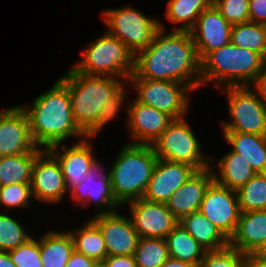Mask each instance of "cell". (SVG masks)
<instances>
[{"label": "cell", "mask_w": 266, "mask_h": 267, "mask_svg": "<svg viewBox=\"0 0 266 267\" xmlns=\"http://www.w3.org/2000/svg\"><path fill=\"white\" fill-rule=\"evenodd\" d=\"M146 49L135 54L134 71L129 79L181 82L194 92L201 86V60L190 32L163 33L164 25Z\"/></svg>", "instance_id": "6da1fadb"}, {"label": "cell", "mask_w": 266, "mask_h": 267, "mask_svg": "<svg viewBox=\"0 0 266 267\" xmlns=\"http://www.w3.org/2000/svg\"><path fill=\"white\" fill-rule=\"evenodd\" d=\"M21 108L28 117L31 137L39 148L62 144L70 136L86 138L75 123L68 89L59 78L51 89L35 98L31 107Z\"/></svg>", "instance_id": "7a4b0ae2"}, {"label": "cell", "mask_w": 266, "mask_h": 267, "mask_svg": "<svg viewBox=\"0 0 266 267\" xmlns=\"http://www.w3.org/2000/svg\"><path fill=\"white\" fill-rule=\"evenodd\" d=\"M59 79L68 89L73 118L84 133L97 122L105 102L126 84L117 77L81 74L73 68Z\"/></svg>", "instance_id": "3957f363"}, {"label": "cell", "mask_w": 266, "mask_h": 267, "mask_svg": "<svg viewBox=\"0 0 266 267\" xmlns=\"http://www.w3.org/2000/svg\"><path fill=\"white\" fill-rule=\"evenodd\" d=\"M265 66L266 60L259 53L230 42L201 61V85L215 81L221 88L251 86Z\"/></svg>", "instance_id": "277c9868"}, {"label": "cell", "mask_w": 266, "mask_h": 267, "mask_svg": "<svg viewBox=\"0 0 266 267\" xmlns=\"http://www.w3.org/2000/svg\"><path fill=\"white\" fill-rule=\"evenodd\" d=\"M109 171L112 194L119 205L143 198L158 160L151 145L126 144Z\"/></svg>", "instance_id": "5b68a950"}, {"label": "cell", "mask_w": 266, "mask_h": 267, "mask_svg": "<svg viewBox=\"0 0 266 267\" xmlns=\"http://www.w3.org/2000/svg\"><path fill=\"white\" fill-rule=\"evenodd\" d=\"M73 69L81 74L125 78L126 83L134 71L133 52L108 32L90 42Z\"/></svg>", "instance_id": "8992f818"}, {"label": "cell", "mask_w": 266, "mask_h": 267, "mask_svg": "<svg viewBox=\"0 0 266 267\" xmlns=\"http://www.w3.org/2000/svg\"><path fill=\"white\" fill-rule=\"evenodd\" d=\"M151 146L158 159L186 163L196 170L214 166L210 165L211 159L203 155L185 117L174 119Z\"/></svg>", "instance_id": "52a82bcc"}, {"label": "cell", "mask_w": 266, "mask_h": 267, "mask_svg": "<svg viewBox=\"0 0 266 267\" xmlns=\"http://www.w3.org/2000/svg\"><path fill=\"white\" fill-rule=\"evenodd\" d=\"M103 19L108 25L107 32L118 38L135 55L146 49L160 29V21L147 17L130 6L105 10Z\"/></svg>", "instance_id": "ba28073f"}, {"label": "cell", "mask_w": 266, "mask_h": 267, "mask_svg": "<svg viewBox=\"0 0 266 267\" xmlns=\"http://www.w3.org/2000/svg\"><path fill=\"white\" fill-rule=\"evenodd\" d=\"M230 122L222 123L223 132H242L266 136V106L251 86L225 87Z\"/></svg>", "instance_id": "9c48e42d"}, {"label": "cell", "mask_w": 266, "mask_h": 267, "mask_svg": "<svg viewBox=\"0 0 266 267\" xmlns=\"http://www.w3.org/2000/svg\"><path fill=\"white\" fill-rule=\"evenodd\" d=\"M137 91V102L152 106L173 119L184 118L189 108V95L193 91L188 85L164 80L128 79ZM188 95V96H187Z\"/></svg>", "instance_id": "30bf717a"}, {"label": "cell", "mask_w": 266, "mask_h": 267, "mask_svg": "<svg viewBox=\"0 0 266 267\" xmlns=\"http://www.w3.org/2000/svg\"><path fill=\"white\" fill-rule=\"evenodd\" d=\"M199 211L230 240L241 213L237 192L213 180L205 191Z\"/></svg>", "instance_id": "8fae6325"}, {"label": "cell", "mask_w": 266, "mask_h": 267, "mask_svg": "<svg viewBox=\"0 0 266 267\" xmlns=\"http://www.w3.org/2000/svg\"><path fill=\"white\" fill-rule=\"evenodd\" d=\"M31 192L33 198L50 204L60 202L68 192L60 163L48 149H43L36 156Z\"/></svg>", "instance_id": "7c38bea8"}, {"label": "cell", "mask_w": 266, "mask_h": 267, "mask_svg": "<svg viewBox=\"0 0 266 267\" xmlns=\"http://www.w3.org/2000/svg\"><path fill=\"white\" fill-rule=\"evenodd\" d=\"M128 204L130 205V219L140 238L165 239L179 223L165 203L140 198Z\"/></svg>", "instance_id": "4fadbf2b"}, {"label": "cell", "mask_w": 266, "mask_h": 267, "mask_svg": "<svg viewBox=\"0 0 266 267\" xmlns=\"http://www.w3.org/2000/svg\"><path fill=\"white\" fill-rule=\"evenodd\" d=\"M91 220L101 231L108 256L134 255L139 242V234L129 218L118 212L96 214Z\"/></svg>", "instance_id": "5bb4252c"}, {"label": "cell", "mask_w": 266, "mask_h": 267, "mask_svg": "<svg viewBox=\"0 0 266 267\" xmlns=\"http://www.w3.org/2000/svg\"><path fill=\"white\" fill-rule=\"evenodd\" d=\"M29 127L28 117L21 106L0 111V154L10 156L38 151Z\"/></svg>", "instance_id": "9a60e30c"}, {"label": "cell", "mask_w": 266, "mask_h": 267, "mask_svg": "<svg viewBox=\"0 0 266 267\" xmlns=\"http://www.w3.org/2000/svg\"><path fill=\"white\" fill-rule=\"evenodd\" d=\"M59 147L63 150L62 153L57 152ZM92 147L87 138H81L68 148L58 144L48 149L60 163L67 191L71 192L100 164L94 158Z\"/></svg>", "instance_id": "2e32d148"}, {"label": "cell", "mask_w": 266, "mask_h": 267, "mask_svg": "<svg viewBox=\"0 0 266 267\" xmlns=\"http://www.w3.org/2000/svg\"><path fill=\"white\" fill-rule=\"evenodd\" d=\"M231 28L232 25L214 5L200 14L189 32L201 61L210 52L230 43Z\"/></svg>", "instance_id": "e0dca14e"}, {"label": "cell", "mask_w": 266, "mask_h": 267, "mask_svg": "<svg viewBox=\"0 0 266 267\" xmlns=\"http://www.w3.org/2000/svg\"><path fill=\"white\" fill-rule=\"evenodd\" d=\"M197 170L186 163L158 159L148 182L144 199L166 203Z\"/></svg>", "instance_id": "ac0fdd59"}, {"label": "cell", "mask_w": 266, "mask_h": 267, "mask_svg": "<svg viewBox=\"0 0 266 267\" xmlns=\"http://www.w3.org/2000/svg\"><path fill=\"white\" fill-rule=\"evenodd\" d=\"M127 107V127L133 140L130 144L152 145L174 120L168 114L135 99Z\"/></svg>", "instance_id": "d6986e66"}, {"label": "cell", "mask_w": 266, "mask_h": 267, "mask_svg": "<svg viewBox=\"0 0 266 267\" xmlns=\"http://www.w3.org/2000/svg\"><path fill=\"white\" fill-rule=\"evenodd\" d=\"M213 170L211 166L197 170L166 201V207L179 221L183 217L199 211L205 191L214 180Z\"/></svg>", "instance_id": "ffe728a7"}, {"label": "cell", "mask_w": 266, "mask_h": 267, "mask_svg": "<svg viewBox=\"0 0 266 267\" xmlns=\"http://www.w3.org/2000/svg\"><path fill=\"white\" fill-rule=\"evenodd\" d=\"M102 169V165L99 164L86 176L82 183L70 192L72 199L80 204L94 202L97 205L96 207L102 210H99L96 214L114 212L117 210L116 207L119 206L112 194L109 172L105 174Z\"/></svg>", "instance_id": "44dd1931"}, {"label": "cell", "mask_w": 266, "mask_h": 267, "mask_svg": "<svg viewBox=\"0 0 266 267\" xmlns=\"http://www.w3.org/2000/svg\"><path fill=\"white\" fill-rule=\"evenodd\" d=\"M265 238L266 210L241 212L229 245L241 253L251 254Z\"/></svg>", "instance_id": "7402d4cb"}, {"label": "cell", "mask_w": 266, "mask_h": 267, "mask_svg": "<svg viewBox=\"0 0 266 267\" xmlns=\"http://www.w3.org/2000/svg\"><path fill=\"white\" fill-rule=\"evenodd\" d=\"M233 147L231 151L243 156L256 173H266V136L242 132H223Z\"/></svg>", "instance_id": "603a6c76"}, {"label": "cell", "mask_w": 266, "mask_h": 267, "mask_svg": "<svg viewBox=\"0 0 266 267\" xmlns=\"http://www.w3.org/2000/svg\"><path fill=\"white\" fill-rule=\"evenodd\" d=\"M215 164L219 171L217 173L213 171L214 180L218 184L235 191L245 185L256 174L248 161L233 151H229L222 156L220 161Z\"/></svg>", "instance_id": "cb8c5ba5"}, {"label": "cell", "mask_w": 266, "mask_h": 267, "mask_svg": "<svg viewBox=\"0 0 266 267\" xmlns=\"http://www.w3.org/2000/svg\"><path fill=\"white\" fill-rule=\"evenodd\" d=\"M179 223L207 251L220 250L229 245V240L200 211L183 217Z\"/></svg>", "instance_id": "d4e9b609"}, {"label": "cell", "mask_w": 266, "mask_h": 267, "mask_svg": "<svg viewBox=\"0 0 266 267\" xmlns=\"http://www.w3.org/2000/svg\"><path fill=\"white\" fill-rule=\"evenodd\" d=\"M43 267H65L74 251L69 232H46L39 240Z\"/></svg>", "instance_id": "484cf974"}, {"label": "cell", "mask_w": 266, "mask_h": 267, "mask_svg": "<svg viewBox=\"0 0 266 267\" xmlns=\"http://www.w3.org/2000/svg\"><path fill=\"white\" fill-rule=\"evenodd\" d=\"M169 257L179 259L199 267L207 251L178 223L166 236Z\"/></svg>", "instance_id": "4316f807"}, {"label": "cell", "mask_w": 266, "mask_h": 267, "mask_svg": "<svg viewBox=\"0 0 266 267\" xmlns=\"http://www.w3.org/2000/svg\"><path fill=\"white\" fill-rule=\"evenodd\" d=\"M2 156L0 158V187L15 183H31L36 156L42 151Z\"/></svg>", "instance_id": "83f0119b"}, {"label": "cell", "mask_w": 266, "mask_h": 267, "mask_svg": "<svg viewBox=\"0 0 266 267\" xmlns=\"http://www.w3.org/2000/svg\"><path fill=\"white\" fill-rule=\"evenodd\" d=\"M82 226L76 232L68 231L73 241L74 250L93 258L97 262H103L108 253L101 231L90 219Z\"/></svg>", "instance_id": "f1b7e54d"}, {"label": "cell", "mask_w": 266, "mask_h": 267, "mask_svg": "<svg viewBox=\"0 0 266 267\" xmlns=\"http://www.w3.org/2000/svg\"><path fill=\"white\" fill-rule=\"evenodd\" d=\"M212 5L213 0H168L166 16L174 24L181 23L175 31L189 32L200 14Z\"/></svg>", "instance_id": "f546056e"}, {"label": "cell", "mask_w": 266, "mask_h": 267, "mask_svg": "<svg viewBox=\"0 0 266 267\" xmlns=\"http://www.w3.org/2000/svg\"><path fill=\"white\" fill-rule=\"evenodd\" d=\"M230 42L259 53L266 60V25L250 21L232 25Z\"/></svg>", "instance_id": "4dcf8cb0"}, {"label": "cell", "mask_w": 266, "mask_h": 267, "mask_svg": "<svg viewBox=\"0 0 266 267\" xmlns=\"http://www.w3.org/2000/svg\"><path fill=\"white\" fill-rule=\"evenodd\" d=\"M236 192L240 212L266 210V173H256Z\"/></svg>", "instance_id": "1f68e13d"}, {"label": "cell", "mask_w": 266, "mask_h": 267, "mask_svg": "<svg viewBox=\"0 0 266 267\" xmlns=\"http://www.w3.org/2000/svg\"><path fill=\"white\" fill-rule=\"evenodd\" d=\"M134 258L137 267H160L169 258L166 239L140 238Z\"/></svg>", "instance_id": "d6a6232c"}, {"label": "cell", "mask_w": 266, "mask_h": 267, "mask_svg": "<svg viewBox=\"0 0 266 267\" xmlns=\"http://www.w3.org/2000/svg\"><path fill=\"white\" fill-rule=\"evenodd\" d=\"M31 236L24 226L8 214L0 213V251H11L27 242Z\"/></svg>", "instance_id": "836d02e7"}, {"label": "cell", "mask_w": 266, "mask_h": 267, "mask_svg": "<svg viewBox=\"0 0 266 267\" xmlns=\"http://www.w3.org/2000/svg\"><path fill=\"white\" fill-rule=\"evenodd\" d=\"M32 196L31 183H15L0 187V207L8 210L12 207L26 208Z\"/></svg>", "instance_id": "e575fe53"}, {"label": "cell", "mask_w": 266, "mask_h": 267, "mask_svg": "<svg viewBox=\"0 0 266 267\" xmlns=\"http://www.w3.org/2000/svg\"><path fill=\"white\" fill-rule=\"evenodd\" d=\"M244 255L228 245L220 250L206 251L199 267H242Z\"/></svg>", "instance_id": "d590c367"}, {"label": "cell", "mask_w": 266, "mask_h": 267, "mask_svg": "<svg viewBox=\"0 0 266 267\" xmlns=\"http://www.w3.org/2000/svg\"><path fill=\"white\" fill-rule=\"evenodd\" d=\"M126 84L109 100H107L101 109L100 115L97 122L85 133L86 138L95 137L102 128L110 122L112 119L116 118L118 110L121 109V105L125 103V92L124 88Z\"/></svg>", "instance_id": "8d00e7d4"}, {"label": "cell", "mask_w": 266, "mask_h": 267, "mask_svg": "<svg viewBox=\"0 0 266 267\" xmlns=\"http://www.w3.org/2000/svg\"><path fill=\"white\" fill-rule=\"evenodd\" d=\"M213 5L231 25L249 22V0H213Z\"/></svg>", "instance_id": "74e56055"}, {"label": "cell", "mask_w": 266, "mask_h": 267, "mask_svg": "<svg viewBox=\"0 0 266 267\" xmlns=\"http://www.w3.org/2000/svg\"><path fill=\"white\" fill-rule=\"evenodd\" d=\"M16 267H43L41 262L39 241L30 238L16 249L8 251Z\"/></svg>", "instance_id": "f35d334b"}, {"label": "cell", "mask_w": 266, "mask_h": 267, "mask_svg": "<svg viewBox=\"0 0 266 267\" xmlns=\"http://www.w3.org/2000/svg\"><path fill=\"white\" fill-rule=\"evenodd\" d=\"M249 21L266 25V0H249Z\"/></svg>", "instance_id": "ab89813d"}, {"label": "cell", "mask_w": 266, "mask_h": 267, "mask_svg": "<svg viewBox=\"0 0 266 267\" xmlns=\"http://www.w3.org/2000/svg\"><path fill=\"white\" fill-rule=\"evenodd\" d=\"M103 262L107 267H137L134 255L107 256Z\"/></svg>", "instance_id": "60d3db41"}, {"label": "cell", "mask_w": 266, "mask_h": 267, "mask_svg": "<svg viewBox=\"0 0 266 267\" xmlns=\"http://www.w3.org/2000/svg\"><path fill=\"white\" fill-rule=\"evenodd\" d=\"M97 261L86 255L73 251L65 267H95Z\"/></svg>", "instance_id": "b9f144b4"}, {"label": "cell", "mask_w": 266, "mask_h": 267, "mask_svg": "<svg viewBox=\"0 0 266 267\" xmlns=\"http://www.w3.org/2000/svg\"><path fill=\"white\" fill-rule=\"evenodd\" d=\"M255 87V91L257 96L261 100V102L266 106V66L264 69L257 75V77L252 82L251 86Z\"/></svg>", "instance_id": "7bdbcfd3"}, {"label": "cell", "mask_w": 266, "mask_h": 267, "mask_svg": "<svg viewBox=\"0 0 266 267\" xmlns=\"http://www.w3.org/2000/svg\"><path fill=\"white\" fill-rule=\"evenodd\" d=\"M242 267H266V261L259 260L251 254H245L242 260Z\"/></svg>", "instance_id": "ee69618b"}, {"label": "cell", "mask_w": 266, "mask_h": 267, "mask_svg": "<svg viewBox=\"0 0 266 267\" xmlns=\"http://www.w3.org/2000/svg\"><path fill=\"white\" fill-rule=\"evenodd\" d=\"M160 267H195L194 265L169 257Z\"/></svg>", "instance_id": "f6af8a7d"}, {"label": "cell", "mask_w": 266, "mask_h": 267, "mask_svg": "<svg viewBox=\"0 0 266 267\" xmlns=\"http://www.w3.org/2000/svg\"><path fill=\"white\" fill-rule=\"evenodd\" d=\"M251 255L259 260L266 261V238L258 245Z\"/></svg>", "instance_id": "bcb514c9"}, {"label": "cell", "mask_w": 266, "mask_h": 267, "mask_svg": "<svg viewBox=\"0 0 266 267\" xmlns=\"http://www.w3.org/2000/svg\"><path fill=\"white\" fill-rule=\"evenodd\" d=\"M0 267H16L9 256V252L0 251Z\"/></svg>", "instance_id": "7dc6e473"}, {"label": "cell", "mask_w": 266, "mask_h": 267, "mask_svg": "<svg viewBox=\"0 0 266 267\" xmlns=\"http://www.w3.org/2000/svg\"><path fill=\"white\" fill-rule=\"evenodd\" d=\"M95 267H107L104 262H97Z\"/></svg>", "instance_id": "c3c4849f"}]
</instances>
